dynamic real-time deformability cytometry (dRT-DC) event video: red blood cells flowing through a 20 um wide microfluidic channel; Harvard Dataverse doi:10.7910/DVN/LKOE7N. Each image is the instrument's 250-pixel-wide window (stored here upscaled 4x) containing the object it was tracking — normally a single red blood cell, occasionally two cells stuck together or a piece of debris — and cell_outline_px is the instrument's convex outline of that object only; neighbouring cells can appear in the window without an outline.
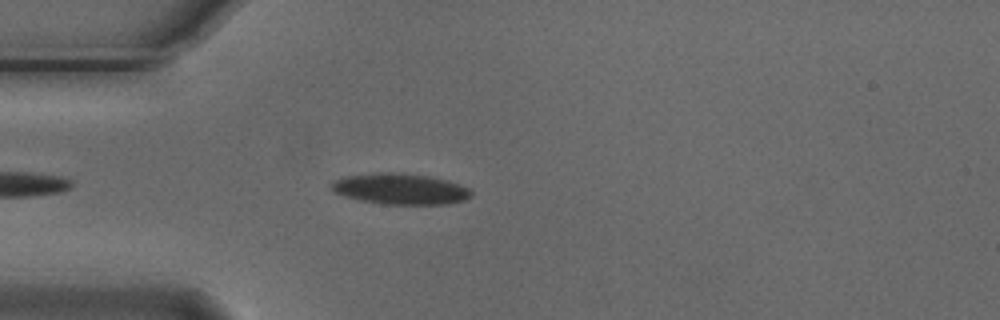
{"species": "Egyptian fruit bat (a non-hibernating species)", "species_latin": "Rousettus aegyptiacus", "temperature_condition": "cold", "stored_images_in_passage": 5, "camera_frame_rate_fps": 3000, "um_per_image_px": 0.085, "animal": {"sex": "male"}, "frame": {"image": 1, "passage_image": 5, "time_ms": 1.333, "image_size_px": [1000, 320], "cell_outline_px": [[472, 196], [464, 200], [448, 204], [384, 204], [360, 200], [344, 196], [336, 192], [332, 188], [332, 184], [336, 180], [344, 176], [380, 172], [400, 172], [428, 176], [444, 180], [468, 188], [472, 192]], "centroid_in_image_um": [34.03, 16.06], "position_along_channel_um": 51.0, "area_um2": 24.91}}